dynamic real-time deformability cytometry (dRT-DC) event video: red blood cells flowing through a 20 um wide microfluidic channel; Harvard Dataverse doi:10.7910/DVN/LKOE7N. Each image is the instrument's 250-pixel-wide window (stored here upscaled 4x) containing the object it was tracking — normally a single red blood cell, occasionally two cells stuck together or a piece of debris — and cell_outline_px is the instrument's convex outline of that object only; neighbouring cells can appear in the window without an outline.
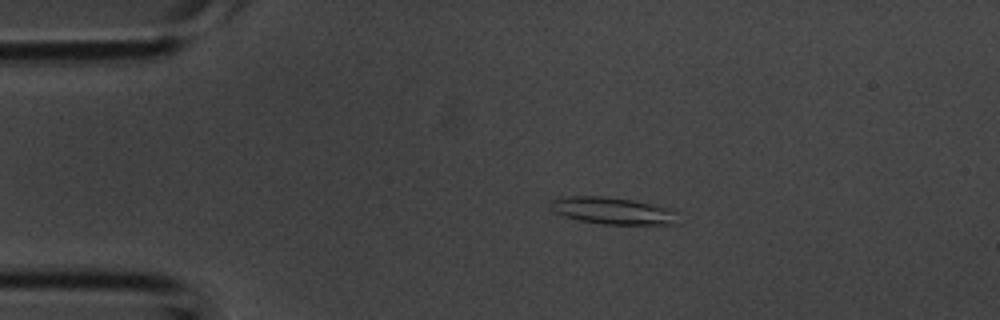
{"species": "common noctule bat (a hibernating species)", "species_latin": "Nyctalus noctula", "temperature_condition": "room temperature", "stored_images_in_passage": 3, "camera_frame_rate_fps": 3000, "um_per_image_px": 0.085, "animal": {"sex": "male", "body_mass_g": 20.1, "forearm_length_mm": 53.5}, "frame": {"image": 1, "passage_image": 2, "time_ms": 0.333, "image_size_px": [1000, 320], "cell_outline_px": [[680, 224], [600, 224], [580, 220], [564, 216], [548, 208], [552, 200], [568, 196], [604, 196], [632, 200], [672, 208], [676, 212]], "centroid_in_image_um": [52.12, 17.91], "position_along_channel_um": 32.9, "area_um2": 20.11}}